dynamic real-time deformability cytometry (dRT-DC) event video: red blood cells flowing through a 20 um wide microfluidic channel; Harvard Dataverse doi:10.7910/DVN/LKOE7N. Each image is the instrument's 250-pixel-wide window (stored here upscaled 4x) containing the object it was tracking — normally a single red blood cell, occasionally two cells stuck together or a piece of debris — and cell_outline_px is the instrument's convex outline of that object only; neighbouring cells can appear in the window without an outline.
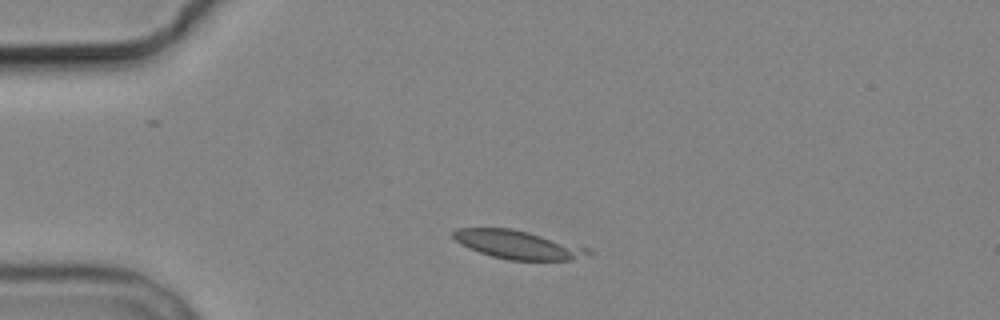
{"species": "common noctule bat (a hibernating species)", "species_latin": "Nyctalus noctula", "temperature_condition": "cold", "stored_images_in_passage": 3, "camera_frame_rate_fps": 3000, "um_per_image_px": 0.085, "animal": {"sex": "male", "body_mass_g": 19.2, "forearm_length_mm": 51.8}, "frame": {"image": 1, "passage_image": 1, "time_ms": 0.0, "image_size_px": [1000, 320], "cell_outline_px": [[596, 252], [572, 260], [508, 260], [492, 256], [468, 248], [460, 244], [452, 236], [452, 232], [456, 228], [512, 228], [592, 248]], "centroid_in_image_um": [44.06, 20.8], "position_along_channel_um": 40.9, "area_um2": 22.54}}
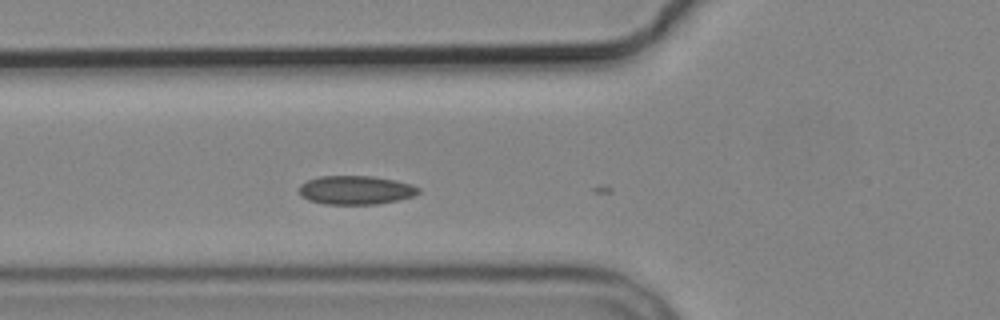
{"frame": {"image": 2, "passage_image": 3, "time_ms": 2.333, "image_size_px": [1000, 320], "cell_outline_px": [[420, 192], [412, 196], [400, 200], [376, 204], [324, 204], [308, 200], [300, 196], [300, 184], [308, 180], [320, 176], [372, 176], [396, 180], [412, 184], [420, 188]], "centroid_in_image_um": [30.25, 16.15], "position_along_channel_um": 95.6, "area_um2": 20.11}}